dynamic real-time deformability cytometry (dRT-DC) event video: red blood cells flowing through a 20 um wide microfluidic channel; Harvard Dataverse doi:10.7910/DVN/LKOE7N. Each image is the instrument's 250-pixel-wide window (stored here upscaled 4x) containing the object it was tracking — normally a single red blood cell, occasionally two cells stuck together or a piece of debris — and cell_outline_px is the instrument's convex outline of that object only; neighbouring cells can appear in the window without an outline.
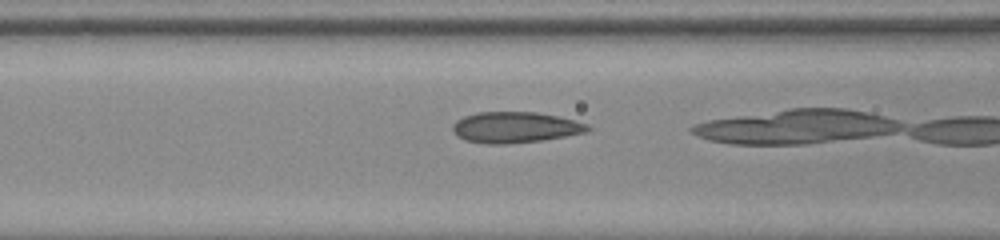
{"species": "common noctule bat (a hibernating species)", "species_latin": "Nyctalus noctula", "temperature_condition": "room temperature", "stored_images_in_passage": 9, "camera_frame_rate_fps": 3000, "um_per_image_px": 0.085, "animal": {"sex": "male", "body_mass_g": 20.0, "forearm_length_mm": 53.3}, "frame": {"image": 1, "passage_image": 4, "time_ms": 1.0, "image_size_px": [1000, 240], "cell_outline_px": [[592, 128], [588, 132], [540, 140], [504, 144], [488, 144], [464, 140], [456, 136], [452, 132], [452, 124], [456, 120], [464, 116], [476, 112], [536, 112], [556, 116], [588, 124]], "centroid_in_image_um": [43.74, 10.82], "position_along_channel_um": 122.9, "area_um2": 24.33}}
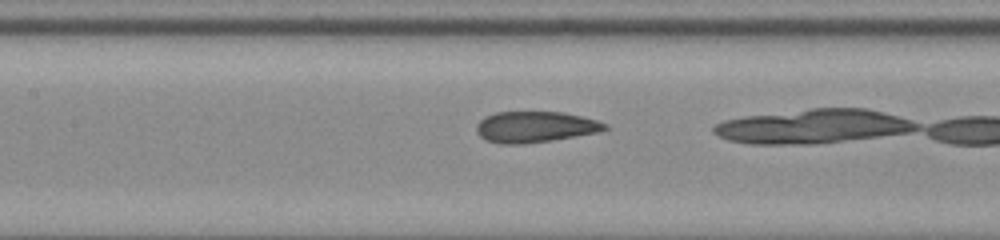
{"frame": {"image": 2, "passage_image": 7, "time_ms": 2.0, "image_size_px": [1000, 240], "cell_outline_px": [[608, 128], [600, 132], [552, 140], [524, 144], [500, 144], [484, 140], [476, 132], [476, 124], [484, 116], [496, 112], [564, 112], [596, 120], [608, 124]], "centroid_in_image_um": [45.46, 10.79], "position_along_channel_um": 161.9, "area_um2": 23.41}}